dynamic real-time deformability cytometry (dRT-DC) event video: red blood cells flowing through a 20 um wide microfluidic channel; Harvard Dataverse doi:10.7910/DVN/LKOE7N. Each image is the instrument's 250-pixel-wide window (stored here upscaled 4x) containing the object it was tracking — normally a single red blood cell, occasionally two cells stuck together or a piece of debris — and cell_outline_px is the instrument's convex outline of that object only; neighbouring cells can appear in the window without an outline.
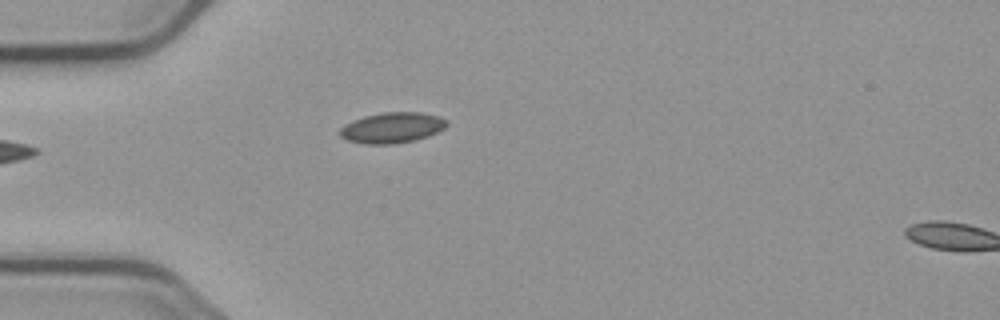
{"species": "common noctule bat (a hibernating species)", "species_latin": "Nyctalus noctula", "temperature_condition": "cold", "stored_images_in_passage": 5, "camera_frame_rate_fps": 3000, "um_per_image_px": 0.085, "animal": {"sex": "male", "body_mass_g": 23.1, "forearm_length_mm": 52.7}, "frame": {"image": 1, "passage_image": 5, "time_ms": 4.667, "image_size_px": [1000, 320], "cell_outline_px": [[448, 124], [444, 128], [428, 136], [416, 140], [392, 144], [368, 144], [348, 140], [340, 136], [340, 128], [344, 124], [352, 120], [364, 116], [384, 112], [424, 112], [440, 116], [448, 120]], "centroid_in_image_um": [33.35, 10.84], "position_along_channel_um": 51.6, "area_um2": 19.19}}